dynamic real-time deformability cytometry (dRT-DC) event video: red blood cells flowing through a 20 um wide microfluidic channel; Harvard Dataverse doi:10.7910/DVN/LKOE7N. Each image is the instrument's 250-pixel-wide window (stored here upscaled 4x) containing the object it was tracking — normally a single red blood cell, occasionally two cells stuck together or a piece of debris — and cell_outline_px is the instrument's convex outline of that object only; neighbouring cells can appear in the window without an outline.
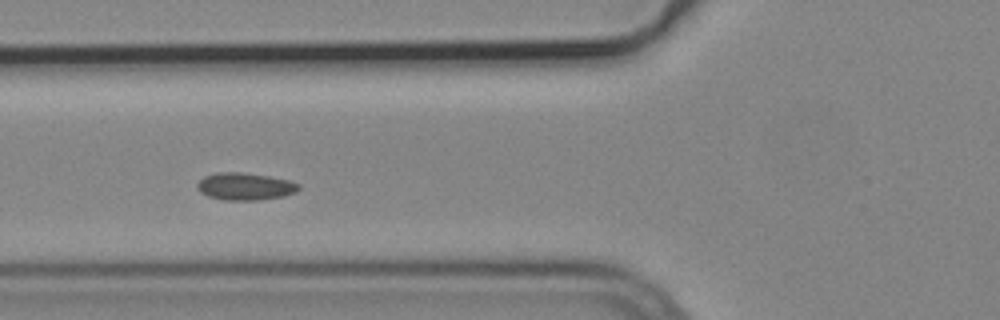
{"species": "common noctule bat (a hibernating species)", "species_latin": "Nyctalus noctula", "temperature_condition": "cold", "stored_images_in_passage": 2, "camera_frame_rate_fps": 3000, "um_per_image_px": 0.085, "animal": {"sex": "male", "body_mass_g": 19.2, "forearm_length_mm": 51.8}, "frame": {"image": 1, "passage_image": 2, "time_ms": 0.333, "image_size_px": [1000, 320], "cell_outline_px": [[300, 188], [296, 192], [284, 196], [260, 200], [224, 200], [208, 196], [200, 192], [196, 188], [196, 184], [204, 176], [216, 172], [240, 172], [268, 176], [288, 180], [300, 184]], "centroid_in_image_um": [20.82, 15.85], "position_along_channel_um": 105.0, "area_um2": 16.24}}